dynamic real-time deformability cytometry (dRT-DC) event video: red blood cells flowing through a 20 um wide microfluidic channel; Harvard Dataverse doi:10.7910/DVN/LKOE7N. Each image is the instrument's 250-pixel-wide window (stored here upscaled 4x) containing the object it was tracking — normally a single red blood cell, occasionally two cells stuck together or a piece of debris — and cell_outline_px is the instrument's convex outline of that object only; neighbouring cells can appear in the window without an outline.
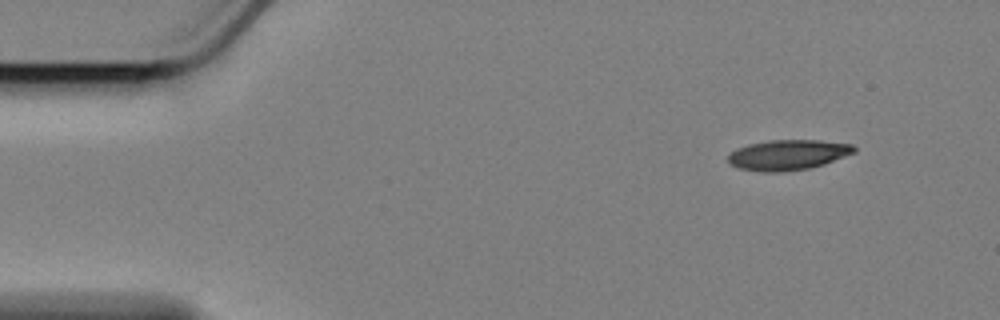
{"species": "Egyptian fruit bat (a non-hibernating species)", "species_latin": "Rousettus aegyptiacus", "temperature_condition": "cold", "stored_images_in_passage": 53, "camera_frame_rate_fps": 3000, "um_per_image_px": 0.085, "animal": {"sex": "female"}, "frame": {"image": 1, "passage_image": 1, "time_ms": 0.0, "image_size_px": [1000, 320], "cell_outline_px": [[856, 152], [824, 164], [808, 168], [780, 172], [760, 172], [740, 168], [728, 164], [728, 156], [736, 148], [748, 144], [772, 140], [820, 140], [852, 144], [856, 148]], "centroid_in_image_um": [66.97, 13.16], "position_along_channel_um": 18.0, "area_um2": 22.25}}
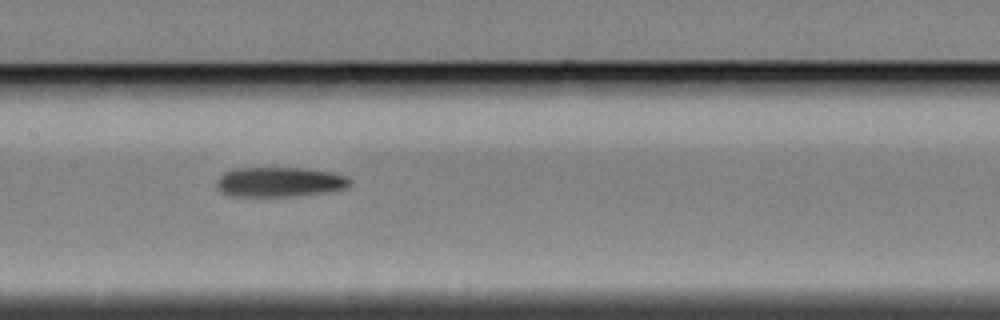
{"frame": {"image": 2, "passage_image": 23, "time_ms": 7.333, "image_size_px": [1000, 320], "cell_outline_px": [[352, 184], [348, 188], [328, 192], [288, 196], [228, 196], [220, 192], [216, 184], [216, 180], [224, 172], [236, 168], [304, 168], [332, 172], [348, 176], [352, 180]], "centroid_in_image_um": [23.79, 15.47], "position_along_channel_um": 183.6, "area_um2": 23.41}}
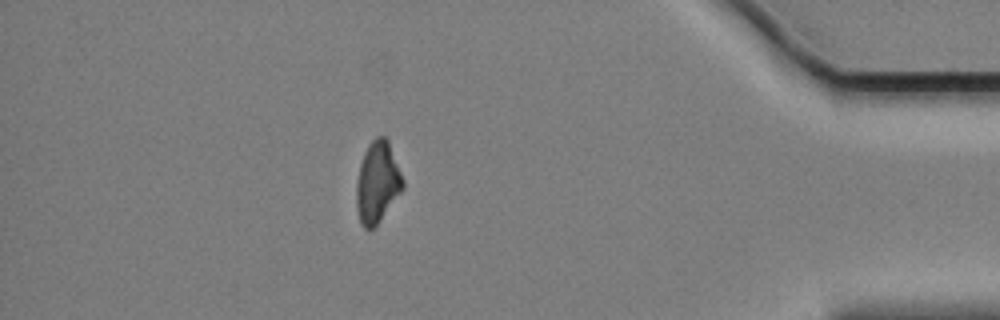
{"frame": {"image": 3, "passage_image": 46, "time_ms": 15.0, "image_size_px": [1000, 320], "cell_outline_px": [[404, 188], [376, 224], [372, 228], [364, 228], [360, 220], [356, 208], [356, 184], [360, 164], [364, 152], [368, 144], [376, 136], [384, 136], [388, 140], [404, 180]], "centroid_in_image_um": [32.07, 15.46], "position_along_channel_um": 403.1, "area_um2": 21.73}}